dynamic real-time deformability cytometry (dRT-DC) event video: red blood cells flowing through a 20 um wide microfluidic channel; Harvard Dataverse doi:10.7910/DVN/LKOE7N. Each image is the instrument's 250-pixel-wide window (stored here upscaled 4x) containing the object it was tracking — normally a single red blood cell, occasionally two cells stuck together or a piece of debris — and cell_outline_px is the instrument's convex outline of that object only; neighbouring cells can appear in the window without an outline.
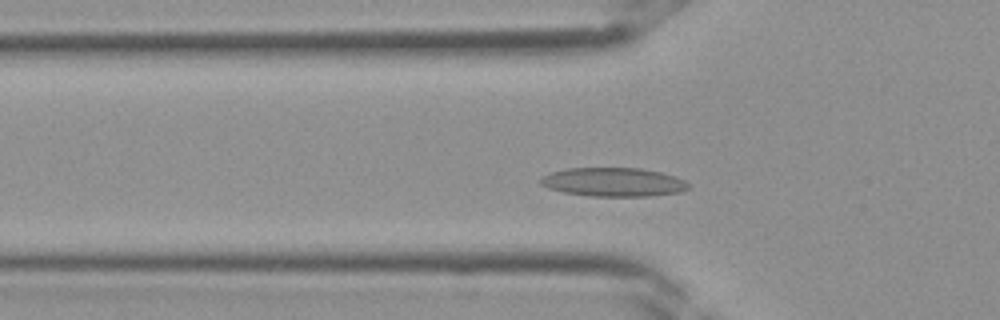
{"species": "Egyptian fruit bat (a non-hibernating species)", "species_latin": "Rousettus aegyptiacus", "temperature_condition": "room temperature", "stored_images_in_passage": 33, "camera_frame_rate_fps": 3000, "um_per_image_px": 0.085, "frame": {"image": 1, "passage_image": 8, "time_ms": 2.333, "image_size_px": [1000, 320], "cell_outline_px": [[688, 188], [680, 192], [648, 196], [592, 196], [564, 192], [548, 188], [540, 184], [540, 176], [552, 172], [568, 168], [640, 168], [660, 172], [676, 176], [684, 180], [688, 184]], "centroid_in_image_um": [52.12, 15.47], "position_along_channel_um": 73.7, "area_um2": 24.74}}
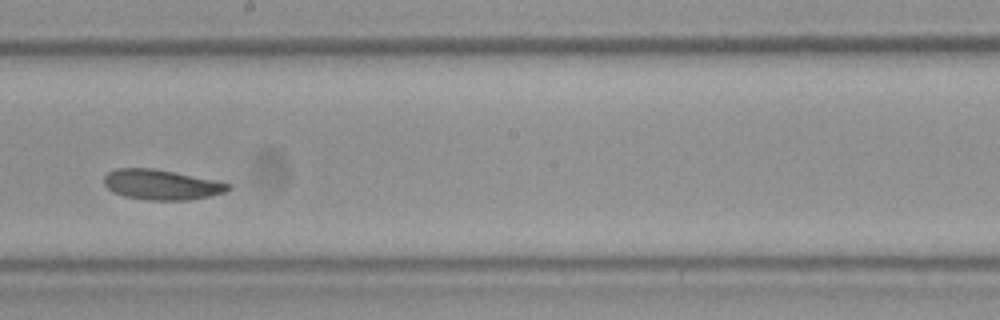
{"frame": {"image": 2, "passage_image": 17, "time_ms": 5.333, "image_size_px": [1000, 320], "cell_outline_px": [[232, 188], [224, 192], [212, 196], [188, 200], [148, 200], [124, 196], [112, 192], [104, 184], [104, 176], [108, 172], [116, 168], [152, 168], [216, 180], [232, 184]], "centroid_in_image_um": [13.73, 15.7], "position_along_channel_um": 234.5, "area_um2": 21.91}}
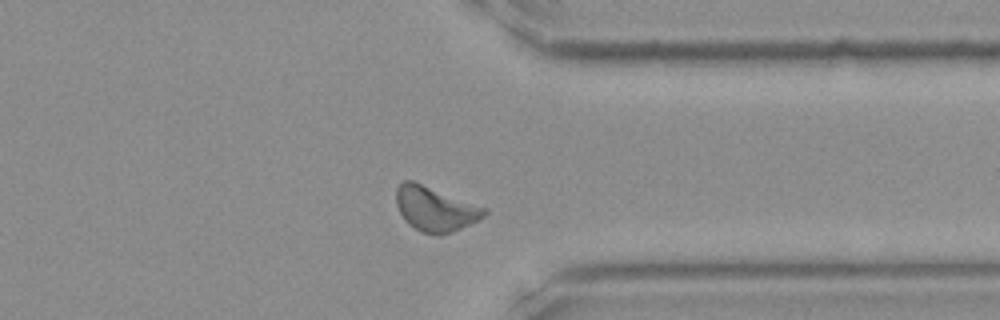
{"frame": {"image": 3, "passage_image": 25, "time_ms": 8.0, "image_size_px": [1000, 320], "cell_outline_px": [[488, 212], [484, 216], [452, 232], [420, 232], [408, 224], [404, 220], [396, 204], [396, 188], [404, 180], [412, 180], [488, 208]], "centroid_in_image_um": [36.97, 17.72], "position_along_channel_um": 374.4, "area_um2": 22.48}}